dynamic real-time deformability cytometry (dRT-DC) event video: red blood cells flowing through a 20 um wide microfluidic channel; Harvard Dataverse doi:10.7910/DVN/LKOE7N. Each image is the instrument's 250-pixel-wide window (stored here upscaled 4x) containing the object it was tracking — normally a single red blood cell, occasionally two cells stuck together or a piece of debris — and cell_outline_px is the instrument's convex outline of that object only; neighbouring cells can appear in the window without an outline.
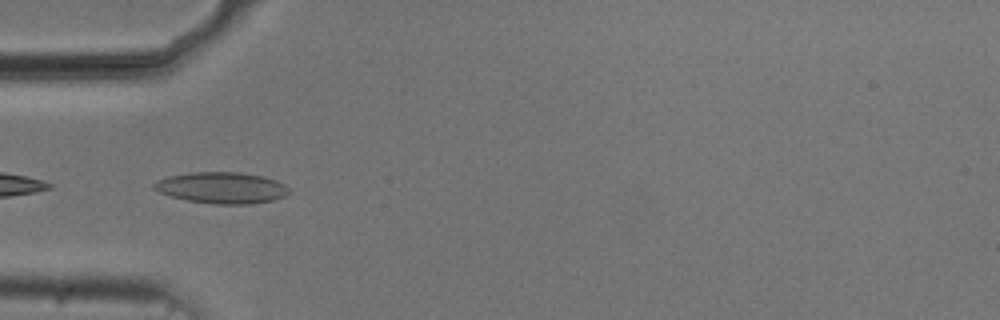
{"species": "common noctule bat (a hibernating species)", "species_latin": "Nyctalus noctula", "temperature_condition": "cold", "stored_images_in_passage": 22, "camera_frame_rate_fps": 3000, "um_per_image_px": 0.085, "animal": {"sex": "male", "body_mass_g": 20.5, "forearm_length_mm": 52.5}, "frame": {"image": 1, "passage_image": 16, "time_ms": 5.0, "image_size_px": [1000, 320], "cell_outline_px": [[292, 192], [284, 196], [272, 200], [248, 204], [212, 204], [188, 200], [172, 196], [160, 192], [152, 188], [152, 184], [156, 180], [168, 176], [192, 172], [240, 172], [264, 176], [276, 180], [284, 184]], "centroid_in_image_um": [18.85, 15.95], "position_along_channel_um": 66.2, "area_um2": 24.68}}